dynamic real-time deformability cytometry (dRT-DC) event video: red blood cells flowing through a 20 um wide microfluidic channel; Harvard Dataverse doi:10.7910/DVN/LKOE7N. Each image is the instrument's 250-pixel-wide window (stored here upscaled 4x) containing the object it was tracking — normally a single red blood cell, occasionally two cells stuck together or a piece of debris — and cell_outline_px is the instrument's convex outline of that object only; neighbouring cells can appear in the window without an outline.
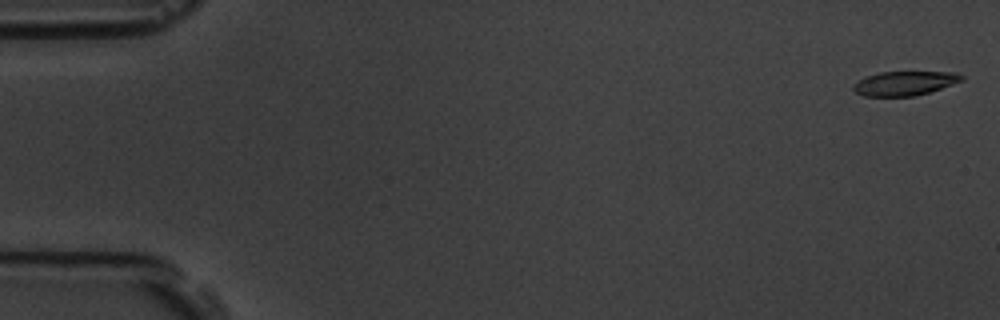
{"species": "common noctule bat (a hibernating species)", "species_latin": "Nyctalus noctula", "temperature_condition": "room temperature", "stored_images_in_passage": 2, "camera_frame_rate_fps": 3000, "um_per_image_px": 0.085, "animal": {"sex": "male", "body_mass_g": 19.5, "forearm_length_mm": 54.6}, "frame": {"image": 1, "passage_image": 1, "time_ms": 0.0, "image_size_px": [1000, 320], "cell_outline_px": [[964, 80], [916, 96], [864, 96], [856, 92], [852, 88], [864, 76], [880, 72], [956, 72], [964, 76]], "centroid_in_image_um": [76.91, 7.07], "position_along_channel_um": 8.1, "area_um2": 15.14}}